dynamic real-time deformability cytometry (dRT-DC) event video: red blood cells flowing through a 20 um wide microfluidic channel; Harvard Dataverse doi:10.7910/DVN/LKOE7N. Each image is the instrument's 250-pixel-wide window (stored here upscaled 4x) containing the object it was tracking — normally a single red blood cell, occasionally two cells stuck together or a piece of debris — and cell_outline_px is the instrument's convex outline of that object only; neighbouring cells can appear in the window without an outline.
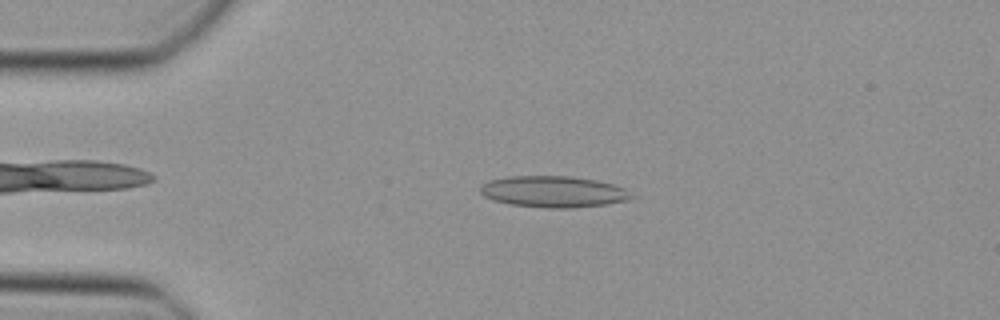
{"species": "Egyptian fruit bat (a non-hibernating species)", "species_latin": "Rousettus aegyptiacus", "temperature_condition": "cold", "stored_images_in_passage": 45, "camera_frame_rate_fps": 3000, "um_per_image_px": 0.085, "animal": {"sex": "female"}, "frame": {"image": 1, "passage_image": 9, "time_ms": 2.667, "image_size_px": [1000, 320], "cell_outline_px": [[636, 196], [628, 200], [604, 204], [572, 208], [544, 208], [512, 204], [492, 200], [484, 196], [480, 192], [480, 188], [488, 180], [508, 176], [568, 176], [596, 180], [612, 184], [624, 188]], "centroid_in_image_um": [47.04, 16.29], "position_along_channel_um": 38.0, "area_um2": 27.57}}
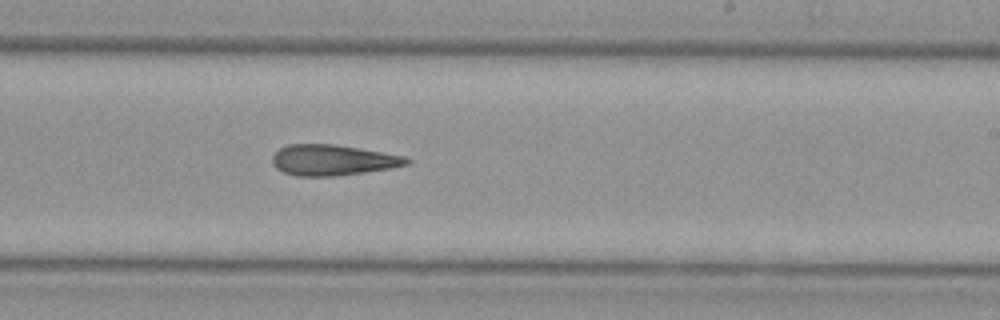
{"frame": {"image": 2, "passage_image": 27, "time_ms": 8.667, "image_size_px": [1000, 320], "cell_outline_px": [[412, 164], [392, 168], [336, 176], [296, 176], [284, 172], [276, 168], [272, 164], [272, 156], [280, 148], [288, 144], [336, 144], [404, 156], [412, 160]], "centroid_in_image_um": [28.3, 13.61], "position_along_channel_um": 260.7, "area_um2": 24.16}}
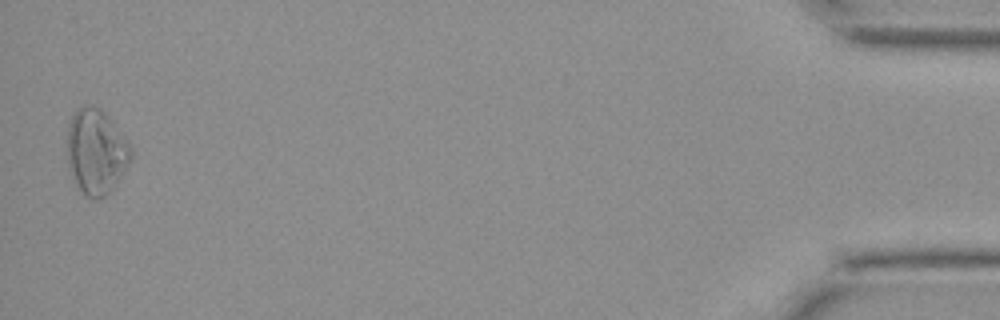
{"frame": {"image": 3, "passage_image": 45, "time_ms": 14.667, "image_size_px": [1000, 320], "cell_outline_px": [[132, 160], [116, 184], [100, 200], [96, 200], [88, 196], [76, 184], [68, 168], [68, 124], [72, 112], [84, 104], [88, 104], [100, 108], [108, 116], [128, 140], [132, 152]], "centroid_in_image_um": [8.18, 12.86], "position_along_channel_um": 427.0, "area_um2": 31.79}}